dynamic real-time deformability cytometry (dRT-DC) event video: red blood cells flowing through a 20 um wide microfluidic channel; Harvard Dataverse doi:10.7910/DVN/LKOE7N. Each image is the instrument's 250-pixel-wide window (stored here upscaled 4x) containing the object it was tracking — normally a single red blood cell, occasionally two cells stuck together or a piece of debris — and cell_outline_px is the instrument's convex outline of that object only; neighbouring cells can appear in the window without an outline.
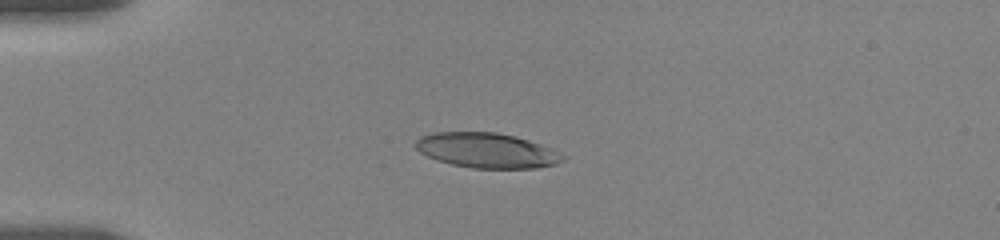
{"species": "human", "species_latin": "Homo sapiens", "temperature_condition": "room temperature", "stored_images_in_passage": 10, "camera_frame_rate_fps": 3000, "um_per_image_px": 0.085, "donor": {"sex": "female"}, "frame": {"image": 1, "passage_image": 9, "time_ms": 4.333, "image_size_px": [1000, 240], "cell_outline_px": [[568, 156], [564, 160], [556, 164], [536, 168], [472, 168], [452, 164], [436, 160], [420, 152], [416, 148], [416, 140], [420, 136], [432, 132], [496, 132], [516, 136], [540, 144]], "centroid_in_image_um": [41.38, 12.78], "position_along_channel_um": 43.6, "area_um2": 30.06}}